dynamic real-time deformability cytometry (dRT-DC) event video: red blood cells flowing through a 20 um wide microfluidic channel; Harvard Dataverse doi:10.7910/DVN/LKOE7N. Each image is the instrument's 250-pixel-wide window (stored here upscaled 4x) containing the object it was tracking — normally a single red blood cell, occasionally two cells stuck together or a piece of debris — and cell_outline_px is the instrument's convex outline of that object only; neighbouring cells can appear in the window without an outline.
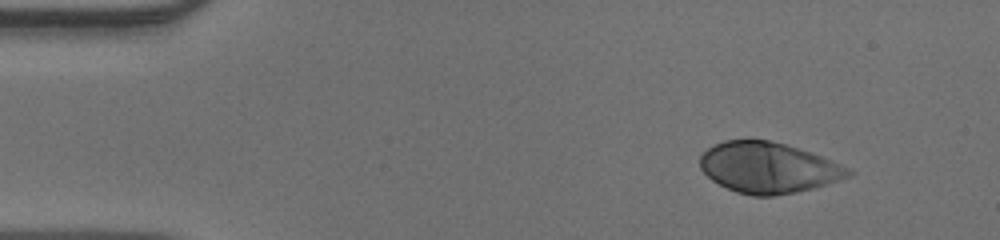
{"species": "human", "species_latin": "Homo sapiens", "temperature_condition": "warm", "stored_images_in_passage": 44, "camera_frame_rate_fps": 3000, "um_per_image_px": 0.085, "donor": {"sex": "male"}, "frame": {"image": 1, "passage_image": 1, "time_ms": 0.0, "image_size_px": [1000, 240], "cell_outline_px": [[856, 172], [848, 176], [812, 188], [796, 192], [772, 196], [752, 196], [736, 192], [712, 180], [700, 168], [700, 156], [708, 148], [724, 140], [768, 140], [784, 144], [820, 156], [848, 168]], "centroid_in_image_um": [65.25, 14.26], "position_along_channel_um": 19.7, "area_um2": 43.12}}
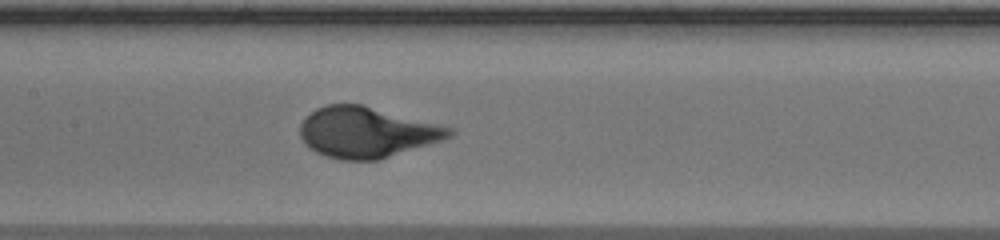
{"frame": {"image": 2, "passage_image": 19, "time_ms": 6.0, "image_size_px": [1000, 240], "cell_outline_px": [[456, 132], [452, 136], [440, 140], [376, 160], [340, 160], [324, 156], [308, 148], [304, 144], [300, 136], [300, 124], [316, 108], [328, 104], [360, 104], [452, 128]], "centroid_in_image_um": [31.1, 11.25], "position_along_channel_um": 176.3, "area_um2": 43.41}}
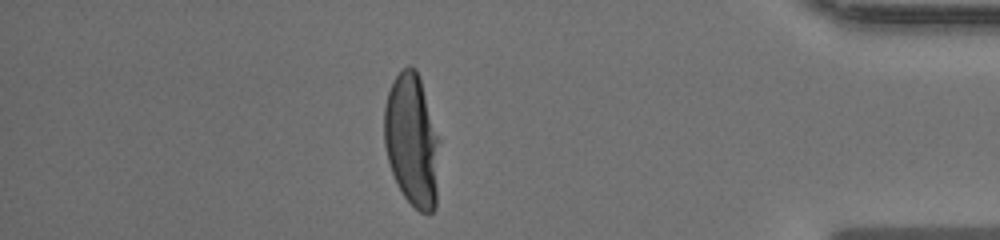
{"frame": {"image": 3, "passage_image": 38, "time_ms": 12.333, "image_size_px": [1000, 240], "cell_outline_px": [[440, 140], [436, 208], [432, 212], [420, 212], [404, 196], [392, 172], [388, 160], [384, 144], [384, 108], [388, 92], [396, 76], [408, 64], [416, 68], [420, 76]], "centroid_in_image_um": [35.04, 11.91], "position_along_channel_um": 400.2, "area_um2": 42.89}}